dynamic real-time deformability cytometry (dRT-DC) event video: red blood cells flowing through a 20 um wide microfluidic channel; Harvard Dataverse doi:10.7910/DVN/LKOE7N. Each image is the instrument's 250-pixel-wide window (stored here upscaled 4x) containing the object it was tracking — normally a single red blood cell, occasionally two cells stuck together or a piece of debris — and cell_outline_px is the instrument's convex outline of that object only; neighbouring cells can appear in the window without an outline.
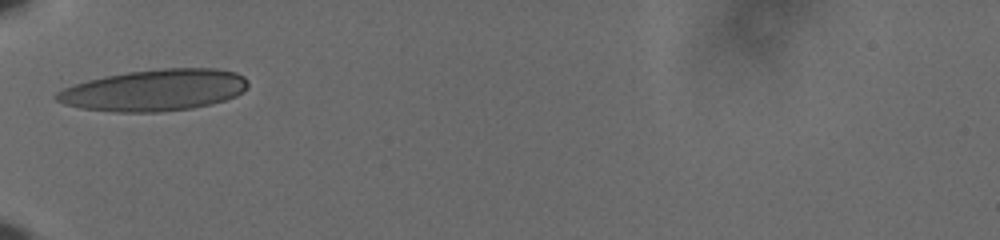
{"species": "human", "species_latin": "Homo sapiens", "temperature_condition": "cold", "stored_images_in_passage": 30, "camera_frame_rate_fps": 3000, "um_per_image_px": 0.085, "donor": {"sex": "male"}, "frame": {"image": 1, "passage_image": 1, "time_ms": 0.0, "image_size_px": [1000, 240], "cell_outline_px": [[248, 84], [236, 96], [224, 100], [192, 108], [160, 112], [116, 112], [80, 108], [64, 104], [56, 100], [52, 96], [56, 92], [64, 88], [88, 80], [104, 76], [128, 72], [160, 68], [216, 68], [236, 72], [244, 76], [248, 80]], "centroid_in_image_um": [13.1, 7.66], "position_along_channel_um": 71.9, "area_um2": 46.3}}
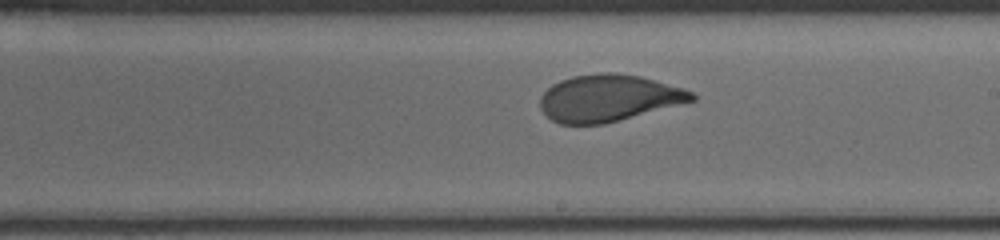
{"frame": {"image": 2, "passage_image": 15, "time_ms": 4.667, "image_size_px": [1000, 240], "cell_outline_px": [[696, 100], [604, 124], [560, 124], [552, 120], [540, 108], [540, 96], [552, 84], [560, 80], [572, 76], [600, 72], [616, 72], [640, 76], [684, 88], [692, 92], [696, 96]], "centroid_in_image_um": [51.72, 8.32], "position_along_channel_um": 237.3, "area_um2": 41.38}}
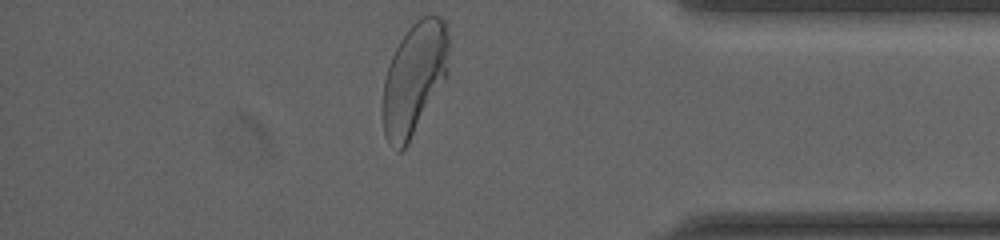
{"frame": {"image": 3, "passage_image": 30, "time_ms": 9.667, "image_size_px": [1000, 240], "cell_outline_px": [[448, 76], [408, 144], [400, 152], [396, 152], [384, 136], [384, 80], [392, 56], [400, 40], [408, 28], [416, 20], [428, 12], [432, 12], [440, 16], [444, 20], [448, 32]], "centroid_in_image_um": [35.25, 6.64], "position_along_channel_um": 400.0, "area_um2": 43.35}, "authors_computed_cell_mechanics": {"area_um2": 41.6449, "velocity_mm_per_s": 3.6181, "shape_relaxation_time_tau1_ms": 3.5627, "shape_relaxation_time_tau2_ms": null, "deformation_change_tau1": 0.1586, "deformation_change_tau2": null}}